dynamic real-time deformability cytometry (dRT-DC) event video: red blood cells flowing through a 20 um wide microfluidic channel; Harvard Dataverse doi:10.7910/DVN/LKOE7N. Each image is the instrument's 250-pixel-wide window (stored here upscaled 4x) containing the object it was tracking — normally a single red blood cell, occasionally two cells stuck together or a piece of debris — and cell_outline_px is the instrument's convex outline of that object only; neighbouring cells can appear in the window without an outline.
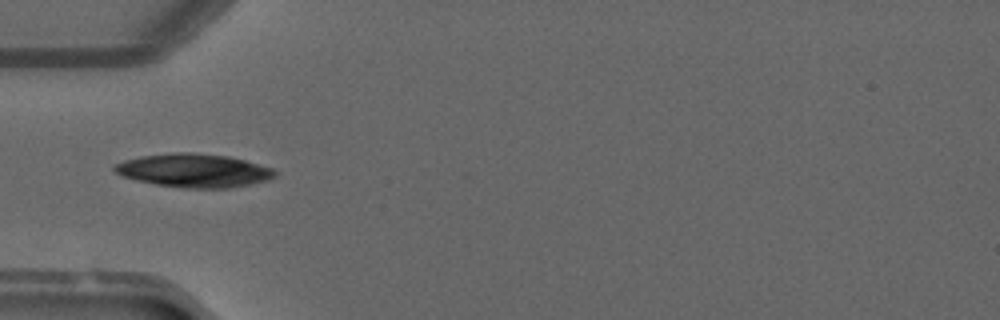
{"species": "common noctule bat (a hibernating species)", "species_latin": "Nyctalus noctula", "temperature_condition": "warm", "stored_images_in_passage": 25, "camera_frame_rate_fps": 3000, "um_per_image_px": 0.085, "animal": {"sex": "male", "forearm_length_mm": 52.5}, "frame": {"image": 1, "passage_image": 16, "time_ms": 5.0, "image_size_px": [1000, 320], "cell_outline_px": [[276, 176], [268, 180], [228, 188], [188, 188], [156, 184], [136, 180], [124, 176], [116, 172], [112, 168], [116, 164], [124, 160], [140, 156], [176, 152], [192, 152], [228, 156], [244, 160], [272, 168], [276, 172]], "centroid_in_image_um": [16.48, 14.48], "position_along_channel_um": 68.5, "area_um2": 31.04}}